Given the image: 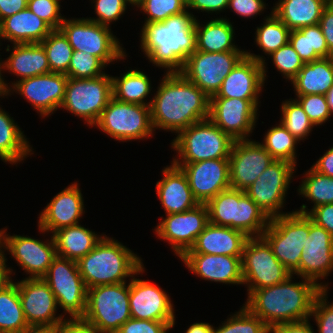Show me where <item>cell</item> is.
Returning <instances> with one entry per match:
<instances>
[{
    "mask_svg": "<svg viewBox=\"0 0 333 333\" xmlns=\"http://www.w3.org/2000/svg\"><path fill=\"white\" fill-rule=\"evenodd\" d=\"M164 74L150 105L154 131L178 134L208 119L210 98L180 72Z\"/></svg>",
    "mask_w": 333,
    "mask_h": 333,
    "instance_id": "6da1fadb",
    "label": "cell"
},
{
    "mask_svg": "<svg viewBox=\"0 0 333 333\" xmlns=\"http://www.w3.org/2000/svg\"><path fill=\"white\" fill-rule=\"evenodd\" d=\"M196 15L188 9L163 22L145 23L140 29V48L153 66L166 73L180 72L196 50Z\"/></svg>",
    "mask_w": 333,
    "mask_h": 333,
    "instance_id": "7a4b0ae2",
    "label": "cell"
},
{
    "mask_svg": "<svg viewBox=\"0 0 333 333\" xmlns=\"http://www.w3.org/2000/svg\"><path fill=\"white\" fill-rule=\"evenodd\" d=\"M293 276L277 285L254 290L243 304L271 330L280 323L310 319L314 300L322 291L304 278L294 282Z\"/></svg>",
    "mask_w": 333,
    "mask_h": 333,
    "instance_id": "3957f363",
    "label": "cell"
},
{
    "mask_svg": "<svg viewBox=\"0 0 333 333\" xmlns=\"http://www.w3.org/2000/svg\"><path fill=\"white\" fill-rule=\"evenodd\" d=\"M142 261L133 250L104 235L88 254L77 261V265L88 289L130 280L144 265Z\"/></svg>",
    "mask_w": 333,
    "mask_h": 333,
    "instance_id": "277c9868",
    "label": "cell"
},
{
    "mask_svg": "<svg viewBox=\"0 0 333 333\" xmlns=\"http://www.w3.org/2000/svg\"><path fill=\"white\" fill-rule=\"evenodd\" d=\"M206 206L210 223L237 229L248 237L262 236L270 222L265 212L243 190H223Z\"/></svg>",
    "mask_w": 333,
    "mask_h": 333,
    "instance_id": "5b68a950",
    "label": "cell"
},
{
    "mask_svg": "<svg viewBox=\"0 0 333 333\" xmlns=\"http://www.w3.org/2000/svg\"><path fill=\"white\" fill-rule=\"evenodd\" d=\"M235 140L209 118L181 130L172 139L176 151L172 163H194L208 159H228ZM176 157V158H175Z\"/></svg>",
    "mask_w": 333,
    "mask_h": 333,
    "instance_id": "8992f818",
    "label": "cell"
},
{
    "mask_svg": "<svg viewBox=\"0 0 333 333\" xmlns=\"http://www.w3.org/2000/svg\"><path fill=\"white\" fill-rule=\"evenodd\" d=\"M309 236V217L294 210L270 219L262 237L273 254L292 274L299 277V263Z\"/></svg>",
    "mask_w": 333,
    "mask_h": 333,
    "instance_id": "52a82bcc",
    "label": "cell"
},
{
    "mask_svg": "<svg viewBox=\"0 0 333 333\" xmlns=\"http://www.w3.org/2000/svg\"><path fill=\"white\" fill-rule=\"evenodd\" d=\"M82 318L93 324L101 333H116L132 318L129 281L88 288L86 309Z\"/></svg>",
    "mask_w": 333,
    "mask_h": 333,
    "instance_id": "ba28073f",
    "label": "cell"
},
{
    "mask_svg": "<svg viewBox=\"0 0 333 333\" xmlns=\"http://www.w3.org/2000/svg\"><path fill=\"white\" fill-rule=\"evenodd\" d=\"M73 50L98 57L106 66L127 57L119 39L107 27L87 18H64L60 28Z\"/></svg>",
    "mask_w": 333,
    "mask_h": 333,
    "instance_id": "9c48e42d",
    "label": "cell"
},
{
    "mask_svg": "<svg viewBox=\"0 0 333 333\" xmlns=\"http://www.w3.org/2000/svg\"><path fill=\"white\" fill-rule=\"evenodd\" d=\"M95 128L121 142L153 137L150 106L125 103L112 97L103 109Z\"/></svg>",
    "mask_w": 333,
    "mask_h": 333,
    "instance_id": "30bf717a",
    "label": "cell"
},
{
    "mask_svg": "<svg viewBox=\"0 0 333 333\" xmlns=\"http://www.w3.org/2000/svg\"><path fill=\"white\" fill-rule=\"evenodd\" d=\"M112 97V77L107 73L91 79L68 77L59 109L71 112L87 126L94 127Z\"/></svg>",
    "mask_w": 333,
    "mask_h": 333,
    "instance_id": "8fae6325",
    "label": "cell"
},
{
    "mask_svg": "<svg viewBox=\"0 0 333 333\" xmlns=\"http://www.w3.org/2000/svg\"><path fill=\"white\" fill-rule=\"evenodd\" d=\"M241 264L247 297L254 290L277 285L292 275L275 257L270 245L262 236L248 238Z\"/></svg>",
    "mask_w": 333,
    "mask_h": 333,
    "instance_id": "7c38bea8",
    "label": "cell"
},
{
    "mask_svg": "<svg viewBox=\"0 0 333 333\" xmlns=\"http://www.w3.org/2000/svg\"><path fill=\"white\" fill-rule=\"evenodd\" d=\"M245 55V49L225 52L195 50L184 62L180 73L211 98L216 95L225 77Z\"/></svg>",
    "mask_w": 333,
    "mask_h": 333,
    "instance_id": "4fadbf2b",
    "label": "cell"
},
{
    "mask_svg": "<svg viewBox=\"0 0 333 333\" xmlns=\"http://www.w3.org/2000/svg\"><path fill=\"white\" fill-rule=\"evenodd\" d=\"M42 278L55 294L57 305L63 310L61 314L65 318L83 317L87 288L77 261L56 256Z\"/></svg>",
    "mask_w": 333,
    "mask_h": 333,
    "instance_id": "5bb4252c",
    "label": "cell"
},
{
    "mask_svg": "<svg viewBox=\"0 0 333 333\" xmlns=\"http://www.w3.org/2000/svg\"><path fill=\"white\" fill-rule=\"evenodd\" d=\"M295 170L296 166L289 161L274 160L244 192L270 219L289 214L282 209Z\"/></svg>",
    "mask_w": 333,
    "mask_h": 333,
    "instance_id": "9a60e30c",
    "label": "cell"
},
{
    "mask_svg": "<svg viewBox=\"0 0 333 333\" xmlns=\"http://www.w3.org/2000/svg\"><path fill=\"white\" fill-rule=\"evenodd\" d=\"M259 99L210 98L209 119L233 140L249 139L259 117Z\"/></svg>",
    "mask_w": 333,
    "mask_h": 333,
    "instance_id": "2e32d148",
    "label": "cell"
},
{
    "mask_svg": "<svg viewBox=\"0 0 333 333\" xmlns=\"http://www.w3.org/2000/svg\"><path fill=\"white\" fill-rule=\"evenodd\" d=\"M144 265L129 280V306L131 317L173 323L175 327L176 314L174 304L164 289L151 281L136 278L143 275ZM136 276V277H135Z\"/></svg>",
    "mask_w": 333,
    "mask_h": 333,
    "instance_id": "e0dca14e",
    "label": "cell"
},
{
    "mask_svg": "<svg viewBox=\"0 0 333 333\" xmlns=\"http://www.w3.org/2000/svg\"><path fill=\"white\" fill-rule=\"evenodd\" d=\"M154 231L158 239L167 241L170 249L177 257H181L195 243L198 235L209 223L206 204H198L196 207L182 213L166 214Z\"/></svg>",
    "mask_w": 333,
    "mask_h": 333,
    "instance_id": "ac0fdd59",
    "label": "cell"
},
{
    "mask_svg": "<svg viewBox=\"0 0 333 333\" xmlns=\"http://www.w3.org/2000/svg\"><path fill=\"white\" fill-rule=\"evenodd\" d=\"M11 254L27 278H42L56 255L53 235L45 241L24 235H10L7 227L2 232V253Z\"/></svg>",
    "mask_w": 333,
    "mask_h": 333,
    "instance_id": "d6986e66",
    "label": "cell"
},
{
    "mask_svg": "<svg viewBox=\"0 0 333 333\" xmlns=\"http://www.w3.org/2000/svg\"><path fill=\"white\" fill-rule=\"evenodd\" d=\"M68 76L63 73L50 72L44 75L29 77L17 81L5 94L11 96L13 92L21 95L41 118L54 114L61 106ZM12 93V94H11Z\"/></svg>",
    "mask_w": 333,
    "mask_h": 333,
    "instance_id": "ffe728a7",
    "label": "cell"
},
{
    "mask_svg": "<svg viewBox=\"0 0 333 333\" xmlns=\"http://www.w3.org/2000/svg\"><path fill=\"white\" fill-rule=\"evenodd\" d=\"M265 59L263 55L246 50V55L225 77L219 91L211 98L259 99L268 76Z\"/></svg>",
    "mask_w": 333,
    "mask_h": 333,
    "instance_id": "44dd1931",
    "label": "cell"
},
{
    "mask_svg": "<svg viewBox=\"0 0 333 333\" xmlns=\"http://www.w3.org/2000/svg\"><path fill=\"white\" fill-rule=\"evenodd\" d=\"M333 272V236L309 218V236L299 263V277L314 282L322 290H329L327 279ZM320 282V283H319Z\"/></svg>",
    "mask_w": 333,
    "mask_h": 333,
    "instance_id": "7402d4cb",
    "label": "cell"
},
{
    "mask_svg": "<svg viewBox=\"0 0 333 333\" xmlns=\"http://www.w3.org/2000/svg\"><path fill=\"white\" fill-rule=\"evenodd\" d=\"M230 188L245 191L275 159L256 140L234 141L229 156Z\"/></svg>",
    "mask_w": 333,
    "mask_h": 333,
    "instance_id": "603a6c76",
    "label": "cell"
},
{
    "mask_svg": "<svg viewBox=\"0 0 333 333\" xmlns=\"http://www.w3.org/2000/svg\"><path fill=\"white\" fill-rule=\"evenodd\" d=\"M16 283L24 317L29 326L58 325L64 319L62 314H57L59 308L55 294L43 278L25 277Z\"/></svg>",
    "mask_w": 333,
    "mask_h": 333,
    "instance_id": "cb8c5ba5",
    "label": "cell"
},
{
    "mask_svg": "<svg viewBox=\"0 0 333 333\" xmlns=\"http://www.w3.org/2000/svg\"><path fill=\"white\" fill-rule=\"evenodd\" d=\"M173 164L187 176L190 189L199 204H206L221 191L230 188L229 159Z\"/></svg>",
    "mask_w": 333,
    "mask_h": 333,
    "instance_id": "d4e9b609",
    "label": "cell"
},
{
    "mask_svg": "<svg viewBox=\"0 0 333 333\" xmlns=\"http://www.w3.org/2000/svg\"><path fill=\"white\" fill-rule=\"evenodd\" d=\"M76 182L57 193L39 213L38 229L44 234H53L60 228L80 224L85 214L83 194Z\"/></svg>",
    "mask_w": 333,
    "mask_h": 333,
    "instance_id": "484cf974",
    "label": "cell"
},
{
    "mask_svg": "<svg viewBox=\"0 0 333 333\" xmlns=\"http://www.w3.org/2000/svg\"><path fill=\"white\" fill-rule=\"evenodd\" d=\"M5 51L10 52V55L5 60L1 59V73L6 71L7 73L14 74L18 80L16 79V81L8 83L4 79L3 74H1L0 82L4 95L17 81L50 73L47 55L44 47L40 43L7 45ZM8 84L12 85L9 86Z\"/></svg>",
    "mask_w": 333,
    "mask_h": 333,
    "instance_id": "4316f807",
    "label": "cell"
},
{
    "mask_svg": "<svg viewBox=\"0 0 333 333\" xmlns=\"http://www.w3.org/2000/svg\"><path fill=\"white\" fill-rule=\"evenodd\" d=\"M179 259L188 271L202 280L243 285L242 256L184 253Z\"/></svg>",
    "mask_w": 333,
    "mask_h": 333,
    "instance_id": "83f0119b",
    "label": "cell"
},
{
    "mask_svg": "<svg viewBox=\"0 0 333 333\" xmlns=\"http://www.w3.org/2000/svg\"><path fill=\"white\" fill-rule=\"evenodd\" d=\"M162 179L156 182V193L166 214L182 213L199 203L193 196L187 176L171 162L162 169Z\"/></svg>",
    "mask_w": 333,
    "mask_h": 333,
    "instance_id": "f1b7e54d",
    "label": "cell"
},
{
    "mask_svg": "<svg viewBox=\"0 0 333 333\" xmlns=\"http://www.w3.org/2000/svg\"><path fill=\"white\" fill-rule=\"evenodd\" d=\"M248 238L242 231L209 222L185 253L242 256Z\"/></svg>",
    "mask_w": 333,
    "mask_h": 333,
    "instance_id": "f546056e",
    "label": "cell"
},
{
    "mask_svg": "<svg viewBox=\"0 0 333 333\" xmlns=\"http://www.w3.org/2000/svg\"><path fill=\"white\" fill-rule=\"evenodd\" d=\"M52 30L27 7L0 22V39L8 40L10 44L41 43Z\"/></svg>",
    "mask_w": 333,
    "mask_h": 333,
    "instance_id": "4dcf8cb0",
    "label": "cell"
},
{
    "mask_svg": "<svg viewBox=\"0 0 333 333\" xmlns=\"http://www.w3.org/2000/svg\"><path fill=\"white\" fill-rule=\"evenodd\" d=\"M331 0H278L272 12L290 31L319 24L323 10Z\"/></svg>",
    "mask_w": 333,
    "mask_h": 333,
    "instance_id": "1f68e13d",
    "label": "cell"
},
{
    "mask_svg": "<svg viewBox=\"0 0 333 333\" xmlns=\"http://www.w3.org/2000/svg\"><path fill=\"white\" fill-rule=\"evenodd\" d=\"M229 19L217 17L200 24L196 19V50L202 52H225L241 50L235 45V27Z\"/></svg>",
    "mask_w": 333,
    "mask_h": 333,
    "instance_id": "d6a6232c",
    "label": "cell"
},
{
    "mask_svg": "<svg viewBox=\"0 0 333 333\" xmlns=\"http://www.w3.org/2000/svg\"><path fill=\"white\" fill-rule=\"evenodd\" d=\"M52 235L56 244V255L78 261L88 254L105 234L99 235L77 224L60 228Z\"/></svg>",
    "mask_w": 333,
    "mask_h": 333,
    "instance_id": "836d02e7",
    "label": "cell"
},
{
    "mask_svg": "<svg viewBox=\"0 0 333 333\" xmlns=\"http://www.w3.org/2000/svg\"><path fill=\"white\" fill-rule=\"evenodd\" d=\"M290 83L295 95H326L333 85V56L304 63Z\"/></svg>",
    "mask_w": 333,
    "mask_h": 333,
    "instance_id": "e575fe53",
    "label": "cell"
},
{
    "mask_svg": "<svg viewBox=\"0 0 333 333\" xmlns=\"http://www.w3.org/2000/svg\"><path fill=\"white\" fill-rule=\"evenodd\" d=\"M15 122L13 117L0 107V159L11 165L20 164L34 154L24 131Z\"/></svg>",
    "mask_w": 333,
    "mask_h": 333,
    "instance_id": "d590c367",
    "label": "cell"
},
{
    "mask_svg": "<svg viewBox=\"0 0 333 333\" xmlns=\"http://www.w3.org/2000/svg\"><path fill=\"white\" fill-rule=\"evenodd\" d=\"M112 77L113 97L121 102L150 106L147 98L152 91V82L147 74L136 69ZM147 102V103H146Z\"/></svg>",
    "mask_w": 333,
    "mask_h": 333,
    "instance_id": "8d00e7d4",
    "label": "cell"
},
{
    "mask_svg": "<svg viewBox=\"0 0 333 333\" xmlns=\"http://www.w3.org/2000/svg\"><path fill=\"white\" fill-rule=\"evenodd\" d=\"M289 42L304 63L333 56L319 24L292 30Z\"/></svg>",
    "mask_w": 333,
    "mask_h": 333,
    "instance_id": "74e56055",
    "label": "cell"
},
{
    "mask_svg": "<svg viewBox=\"0 0 333 333\" xmlns=\"http://www.w3.org/2000/svg\"><path fill=\"white\" fill-rule=\"evenodd\" d=\"M303 174L301 184L297 188L298 195L313 202L314 205L308 209V206L302 204L300 209H295V212L307 215L317 206L333 203V177L322 175L311 167Z\"/></svg>",
    "mask_w": 333,
    "mask_h": 333,
    "instance_id": "f35d334b",
    "label": "cell"
},
{
    "mask_svg": "<svg viewBox=\"0 0 333 333\" xmlns=\"http://www.w3.org/2000/svg\"><path fill=\"white\" fill-rule=\"evenodd\" d=\"M16 280L0 291V332L21 333L28 327Z\"/></svg>",
    "mask_w": 333,
    "mask_h": 333,
    "instance_id": "ab89813d",
    "label": "cell"
},
{
    "mask_svg": "<svg viewBox=\"0 0 333 333\" xmlns=\"http://www.w3.org/2000/svg\"><path fill=\"white\" fill-rule=\"evenodd\" d=\"M263 20V23L256 27L254 40L264 55L269 56L289 42L291 31L272 10Z\"/></svg>",
    "mask_w": 333,
    "mask_h": 333,
    "instance_id": "60d3db41",
    "label": "cell"
},
{
    "mask_svg": "<svg viewBox=\"0 0 333 333\" xmlns=\"http://www.w3.org/2000/svg\"><path fill=\"white\" fill-rule=\"evenodd\" d=\"M299 142L300 141L279 122V124L272 125V127L266 131L261 144L275 160L289 161L296 166V146Z\"/></svg>",
    "mask_w": 333,
    "mask_h": 333,
    "instance_id": "b9f144b4",
    "label": "cell"
},
{
    "mask_svg": "<svg viewBox=\"0 0 333 333\" xmlns=\"http://www.w3.org/2000/svg\"><path fill=\"white\" fill-rule=\"evenodd\" d=\"M40 44L45 49L50 72L66 74L74 50L63 32L53 29Z\"/></svg>",
    "mask_w": 333,
    "mask_h": 333,
    "instance_id": "7bdbcfd3",
    "label": "cell"
},
{
    "mask_svg": "<svg viewBox=\"0 0 333 333\" xmlns=\"http://www.w3.org/2000/svg\"><path fill=\"white\" fill-rule=\"evenodd\" d=\"M280 107V123L300 142L307 139L315 126L301 105L290 98L283 101Z\"/></svg>",
    "mask_w": 333,
    "mask_h": 333,
    "instance_id": "ee69618b",
    "label": "cell"
},
{
    "mask_svg": "<svg viewBox=\"0 0 333 333\" xmlns=\"http://www.w3.org/2000/svg\"><path fill=\"white\" fill-rule=\"evenodd\" d=\"M213 333H271V329L245 305L233 313Z\"/></svg>",
    "mask_w": 333,
    "mask_h": 333,
    "instance_id": "f6af8a7d",
    "label": "cell"
},
{
    "mask_svg": "<svg viewBox=\"0 0 333 333\" xmlns=\"http://www.w3.org/2000/svg\"><path fill=\"white\" fill-rule=\"evenodd\" d=\"M140 8V13L147 14L145 23L163 22L168 17L187 9L183 0H136L134 8Z\"/></svg>",
    "mask_w": 333,
    "mask_h": 333,
    "instance_id": "bcb514c9",
    "label": "cell"
},
{
    "mask_svg": "<svg viewBox=\"0 0 333 333\" xmlns=\"http://www.w3.org/2000/svg\"><path fill=\"white\" fill-rule=\"evenodd\" d=\"M106 67L98 57L74 50L66 75L76 79H91L104 75Z\"/></svg>",
    "mask_w": 333,
    "mask_h": 333,
    "instance_id": "7dc6e473",
    "label": "cell"
},
{
    "mask_svg": "<svg viewBox=\"0 0 333 333\" xmlns=\"http://www.w3.org/2000/svg\"><path fill=\"white\" fill-rule=\"evenodd\" d=\"M136 0H91L94 3L96 17H86L98 24L111 27V23L118 21L127 10V6L133 7Z\"/></svg>",
    "mask_w": 333,
    "mask_h": 333,
    "instance_id": "c3c4849f",
    "label": "cell"
},
{
    "mask_svg": "<svg viewBox=\"0 0 333 333\" xmlns=\"http://www.w3.org/2000/svg\"><path fill=\"white\" fill-rule=\"evenodd\" d=\"M269 57L272 59L274 68L282 74L286 81H291L304 65L290 42L267 56L268 59Z\"/></svg>",
    "mask_w": 333,
    "mask_h": 333,
    "instance_id": "681fc988",
    "label": "cell"
},
{
    "mask_svg": "<svg viewBox=\"0 0 333 333\" xmlns=\"http://www.w3.org/2000/svg\"><path fill=\"white\" fill-rule=\"evenodd\" d=\"M314 126H322L331 118L326 96L323 94L295 95Z\"/></svg>",
    "mask_w": 333,
    "mask_h": 333,
    "instance_id": "f907efd6",
    "label": "cell"
},
{
    "mask_svg": "<svg viewBox=\"0 0 333 333\" xmlns=\"http://www.w3.org/2000/svg\"><path fill=\"white\" fill-rule=\"evenodd\" d=\"M329 290H322L315 298L310 319L316 322L318 333H333V302H328Z\"/></svg>",
    "mask_w": 333,
    "mask_h": 333,
    "instance_id": "816d5d0a",
    "label": "cell"
},
{
    "mask_svg": "<svg viewBox=\"0 0 333 333\" xmlns=\"http://www.w3.org/2000/svg\"><path fill=\"white\" fill-rule=\"evenodd\" d=\"M31 12L44 20L52 29H59L65 16L61 14V0H28Z\"/></svg>",
    "mask_w": 333,
    "mask_h": 333,
    "instance_id": "f5cc1de1",
    "label": "cell"
},
{
    "mask_svg": "<svg viewBox=\"0 0 333 333\" xmlns=\"http://www.w3.org/2000/svg\"><path fill=\"white\" fill-rule=\"evenodd\" d=\"M173 323L130 318L116 333H168Z\"/></svg>",
    "mask_w": 333,
    "mask_h": 333,
    "instance_id": "db71d44e",
    "label": "cell"
},
{
    "mask_svg": "<svg viewBox=\"0 0 333 333\" xmlns=\"http://www.w3.org/2000/svg\"><path fill=\"white\" fill-rule=\"evenodd\" d=\"M266 6L268 4L264 0H229L227 9L239 15V17L241 16V18L251 19V17L264 13L265 9H267Z\"/></svg>",
    "mask_w": 333,
    "mask_h": 333,
    "instance_id": "11a10c76",
    "label": "cell"
},
{
    "mask_svg": "<svg viewBox=\"0 0 333 333\" xmlns=\"http://www.w3.org/2000/svg\"><path fill=\"white\" fill-rule=\"evenodd\" d=\"M58 333H101L82 317H67L58 324Z\"/></svg>",
    "mask_w": 333,
    "mask_h": 333,
    "instance_id": "9f6ffc18",
    "label": "cell"
},
{
    "mask_svg": "<svg viewBox=\"0 0 333 333\" xmlns=\"http://www.w3.org/2000/svg\"><path fill=\"white\" fill-rule=\"evenodd\" d=\"M307 216L333 236V203L317 206Z\"/></svg>",
    "mask_w": 333,
    "mask_h": 333,
    "instance_id": "6f0895ef",
    "label": "cell"
},
{
    "mask_svg": "<svg viewBox=\"0 0 333 333\" xmlns=\"http://www.w3.org/2000/svg\"><path fill=\"white\" fill-rule=\"evenodd\" d=\"M229 0H190L187 4L188 10H195L200 12H207L208 14H215L226 11Z\"/></svg>",
    "mask_w": 333,
    "mask_h": 333,
    "instance_id": "680465c9",
    "label": "cell"
},
{
    "mask_svg": "<svg viewBox=\"0 0 333 333\" xmlns=\"http://www.w3.org/2000/svg\"><path fill=\"white\" fill-rule=\"evenodd\" d=\"M319 26L325 37L328 49L333 54V0L323 10Z\"/></svg>",
    "mask_w": 333,
    "mask_h": 333,
    "instance_id": "91938a15",
    "label": "cell"
},
{
    "mask_svg": "<svg viewBox=\"0 0 333 333\" xmlns=\"http://www.w3.org/2000/svg\"><path fill=\"white\" fill-rule=\"evenodd\" d=\"M314 330L310 319H307L297 322L280 323L271 330V333H316Z\"/></svg>",
    "mask_w": 333,
    "mask_h": 333,
    "instance_id": "94428289",
    "label": "cell"
},
{
    "mask_svg": "<svg viewBox=\"0 0 333 333\" xmlns=\"http://www.w3.org/2000/svg\"><path fill=\"white\" fill-rule=\"evenodd\" d=\"M311 168L322 175L333 177V146L326 150Z\"/></svg>",
    "mask_w": 333,
    "mask_h": 333,
    "instance_id": "6125c7cd",
    "label": "cell"
},
{
    "mask_svg": "<svg viewBox=\"0 0 333 333\" xmlns=\"http://www.w3.org/2000/svg\"><path fill=\"white\" fill-rule=\"evenodd\" d=\"M28 0H0V22L27 8Z\"/></svg>",
    "mask_w": 333,
    "mask_h": 333,
    "instance_id": "be15d7a7",
    "label": "cell"
},
{
    "mask_svg": "<svg viewBox=\"0 0 333 333\" xmlns=\"http://www.w3.org/2000/svg\"><path fill=\"white\" fill-rule=\"evenodd\" d=\"M7 253H2L0 256V291L12 281V275H15L14 270L7 266Z\"/></svg>",
    "mask_w": 333,
    "mask_h": 333,
    "instance_id": "e7e4bbea",
    "label": "cell"
},
{
    "mask_svg": "<svg viewBox=\"0 0 333 333\" xmlns=\"http://www.w3.org/2000/svg\"><path fill=\"white\" fill-rule=\"evenodd\" d=\"M214 326L207 322H195L188 326L185 333H213Z\"/></svg>",
    "mask_w": 333,
    "mask_h": 333,
    "instance_id": "03108f58",
    "label": "cell"
},
{
    "mask_svg": "<svg viewBox=\"0 0 333 333\" xmlns=\"http://www.w3.org/2000/svg\"><path fill=\"white\" fill-rule=\"evenodd\" d=\"M21 333H58V325L28 326Z\"/></svg>",
    "mask_w": 333,
    "mask_h": 333,
    "instance_id": "003e7915",
    "label": "cell"
},
{
    "mask_svg": "<svg viewBox=\"0 0 333 333\" xmlns=\"http://www.w3.org/2000/svg\"><path fill=\"white\" fill-rule=\"evenodd\" d=\"M326 96V100L328 103V107H329V112L330 115H333V85L330 87L329 91L327 92Z\"/></svg>",
    "mask_w": 333,
    "mask_h": 333,
    "instance_id": "a7ac6f4b",
    "label": "cell"
},
{
    "mask_svg": "<svg viewBox=\"0 0 333 333\" xmlns=\"http://www.w3.org/2000/svg\"><path fill=\"white\" fill-rule=\"evenodd\" d=\"M1 43H2V42H0V46L2 45ZM0 56H1V55H0ZM1 59H2V58H0V80H1V74H2V73H1ZM1 97L5 99L6 96L2 93L1 82H0V98H1Z\"/></svg>",
    "mask_w": 333,
    "mask_h": 333,
    "instance_id": "89a4df30",
    "label": "cell"
},
{
    "mask_svg": "<svg viewBox=\"0 0 333 333\" xmlns=\"http://www.w3.org/2000/svg\"><path fill=\"white\" fill-rule=\"evenodd\" d=\"M2 232H3V229L1 228L0 229V256L2 255Z\"/></svg>",
    "mask_w": 333,
    "mask_h": 333,
    "instance_id": "2644e50d",
    "label": "cell"
},
{
    "mask_svg": "<svg viewBox=\"0 0 333 333\" xmlns=\"http://www.w3.org/2000/svg\"><path fill=\"white\" fill-rule=\"evenodd\" d=\"M183 1H184L186 4H188L190 0H183Z\"/></svg>",
    "mask_w": 333,
    "mask_h": 333,
    "instance_id": "8c879c8a",
    "label": "cell"
}]
</instances>
